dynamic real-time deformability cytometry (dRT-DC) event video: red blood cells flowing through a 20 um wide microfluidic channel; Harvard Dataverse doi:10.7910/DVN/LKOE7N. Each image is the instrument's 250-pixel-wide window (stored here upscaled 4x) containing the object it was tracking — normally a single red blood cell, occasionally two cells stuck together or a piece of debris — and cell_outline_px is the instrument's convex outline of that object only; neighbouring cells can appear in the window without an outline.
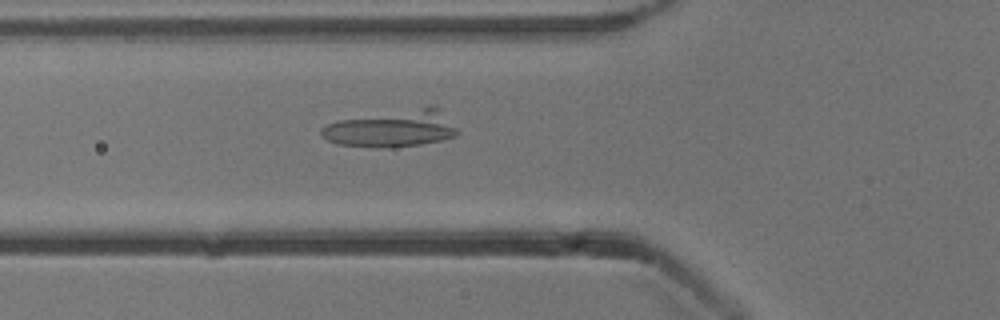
{"species": "common noctule bat (a hibernating species)", "species_latin": "Nyctalus noctula", "temperature_condition": "cold", "stored_images_in_passage": 39, "camera_frame_rate_fps": 3000, "um_per_image_px": 0.085, "animal": {"sex": "male", "body_mass_g": 13.3}, "frame": {"image": 1, "passage_image": 17, "time_ms": 5.333, "image_size_px": [1000, 320], "cell_outline_px": [[460, 132], [456, 136], [440, 140], [420, 144], [380, 148], [376, 148], [336, 144], [320, 136], [320, 128], [328, 124], [340, 120], [428, 104], [432, 104]], "centroid_in_image_um": [33.29, 10.92], "position_along_channel_um": 92.5, "area_um2": 29.25}}
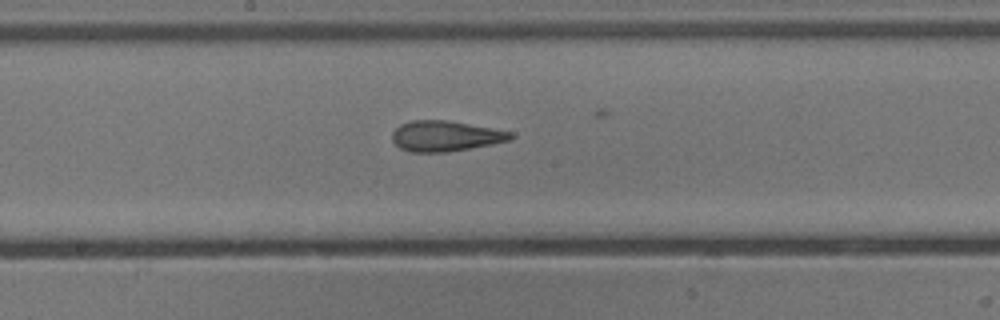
{"frame": {"image": 2, "passage_image": 26, "time_ms": 8.333, "image_size_px": [1000, 320], "cell_outline_px": [[516, 136], [512, 140], [492, 144], [448, 152], [408, 152], [400, 148], [392, 140], [392, 132], [400, 124], [412, 120], [448, 120], [492, 128], [512, 132]], "centroid_in_image_um": [37.87, 11.56], "position_along_channel_um": 210.3, "area_um2": 21.21}}
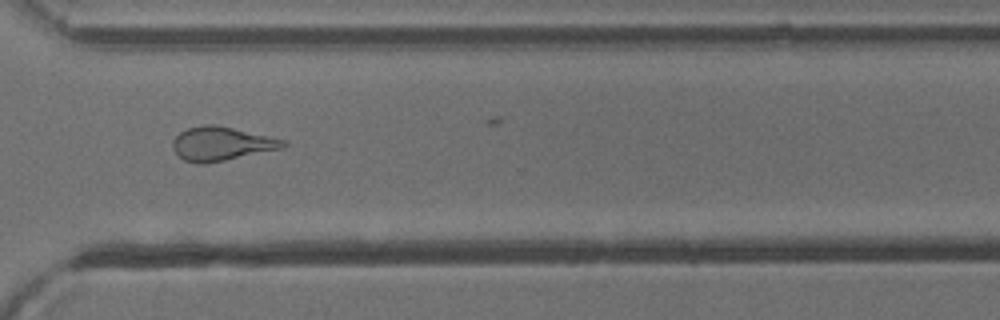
{"frame": {"image": 3, "passage_image": 37, "time_ms": 12.0, "image_size_px": [1000, 320], "cell_outline_px": [[288, 144], [284, 148], [204, 164], [200, 164], [184, 160], [172, 148], [172, 140], [180, 132], [188, 128], [204, 124], [212, 124], [232, 128], [268, 136], [284, 140]], "centroid_in_image_um": [18.81, 12.22], "position_along_channel_um": 351.8, "area_um2": 21.5}}